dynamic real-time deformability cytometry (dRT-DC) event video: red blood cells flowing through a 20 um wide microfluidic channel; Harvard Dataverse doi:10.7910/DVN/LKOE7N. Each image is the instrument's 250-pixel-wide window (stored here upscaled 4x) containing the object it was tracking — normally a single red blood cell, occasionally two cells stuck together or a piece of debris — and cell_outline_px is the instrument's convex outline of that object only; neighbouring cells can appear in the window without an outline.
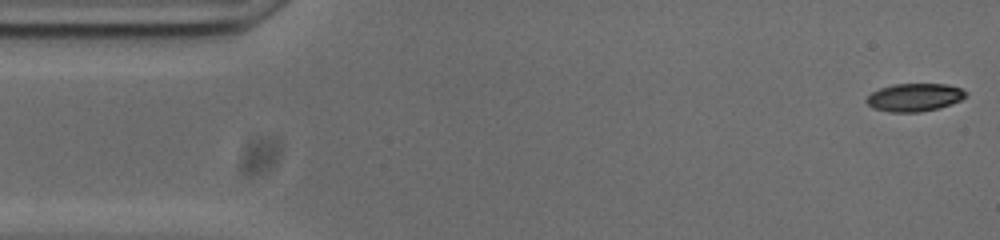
{"species": "common noctule bat (a hibernating species)", "species_latin": "Nyctalus noctula", "temperature_condition": "cold", "stored_images_in_passage": 53, "camera_frame_rate_fps": 3000, "um_per_image_px": 0.085, "animal": {"sex": "male", "body_mass_g": 20.0, "forearm_length_mm": 53.3}, "frame": {"image": 1, "passage_image": 1, "time_ms": 0.0, "image_size_px": [1000, 240], "cell_outline_px": [[968, 96], [960, 100], [936, 108], [916, 112], [888, 112], [872, 108], [864, 100], [872, 92], [880, 88], [892, 84], [948, 84], [960, 88], [968, 92]], "centroid_in_image_um": [77.71, 8.26], "position_along_channel_um": 7.3, "area_um2": 16.13}}
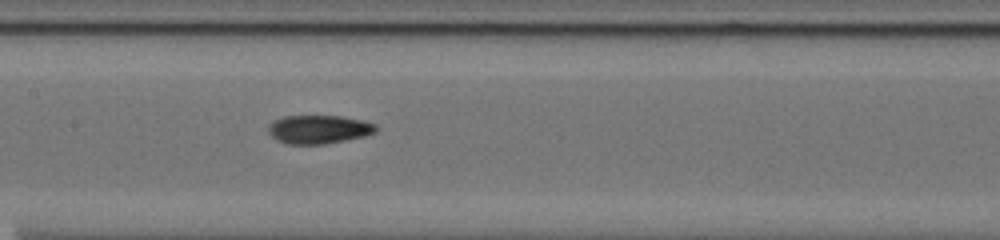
{"frame": {"image": 2, "passage_image": 24, "time_ms": 7.667, "image_size_px": [1000, 240], "cell_outline_px": [[376, 132], [364, 136], [324, 144], [284, 144], [276, 140], [268, 132], [268, 124], [272, 120], [284, 116], [340, 116], [364, 120], [376, 124]], "centroid_in_image_um": [27.06, 10.99], "position_along_channel_um": 180.3, "area_um2": 18.03}}
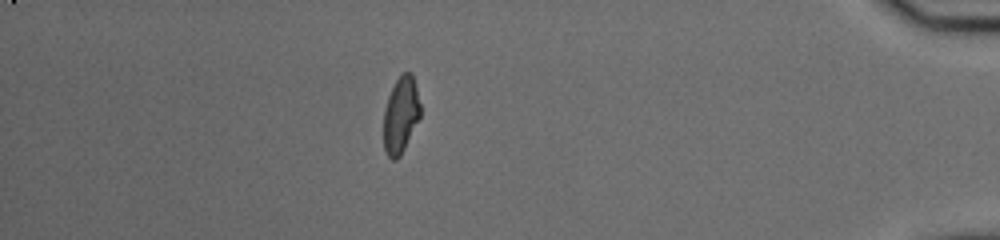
{"frame": {"image": 3, "passage_image": 46, "time_ms": 15.0, "image_size_px": [1000, 240], "cell_outline_px": [[420, 116], [400, 156], [396, 160], [392, 160], [388, 156], [384, 148], [384, 108], [388, 96], [396, 80], [404, 72], [412, 72], [420, 104]], "centroid_in_image_um": [34.05, 9.77], "position_along_channel_um": 401.1, "area_um2": 16.13}, "authors_computed_cell_mechanics": {"area_um2": 17.2822, "velocity_mm_per_s": 3.7553, "shape_relaxation_time_tau1_ms": 7.3893, "shape_relaxation_time_tau2_ms": 3.7085, "deformation_change_tau1": 0.2202, "deformation_change_tau2": 0.0666}}